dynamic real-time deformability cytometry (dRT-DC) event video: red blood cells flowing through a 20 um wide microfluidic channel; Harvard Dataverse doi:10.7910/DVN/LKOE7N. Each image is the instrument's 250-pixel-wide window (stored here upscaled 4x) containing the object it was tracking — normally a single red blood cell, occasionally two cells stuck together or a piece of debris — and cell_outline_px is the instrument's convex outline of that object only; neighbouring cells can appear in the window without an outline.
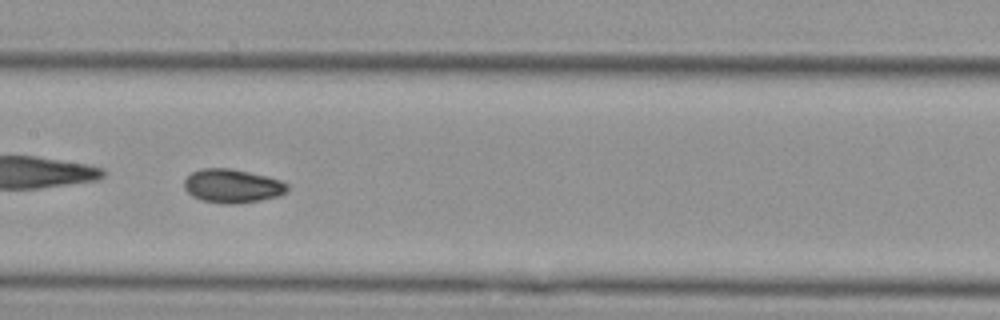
{"species": "Egyptian fruit bat (a non-hibernating species)", "species_latin": "Rousettus aegyptiacus", "temperature_condition": "cold", "stored_images_in_passage": 34, "camera_frame_rate_fps": 3000, "um_per_image_px": 0.085, "animal": {"sex": "female"}, "frame": {"image": 1, "passage_image": 11, "time_ms": 3.333, "image_size_px": [1000, 320], "cell_outline_px": [[288, 192], [280, 196], [260, 200], [236, 204], [224, 204], [200, 200], [192, 196], [184, 188], [184, 180], [192, 172], [200, 168], [232, 168], [268, 176], [280, 180], [288, 184]], "centroid_in_image_um": [19.76, 15.81], "position_along_channel_um": 187.6, "area_um2": 20.58}}